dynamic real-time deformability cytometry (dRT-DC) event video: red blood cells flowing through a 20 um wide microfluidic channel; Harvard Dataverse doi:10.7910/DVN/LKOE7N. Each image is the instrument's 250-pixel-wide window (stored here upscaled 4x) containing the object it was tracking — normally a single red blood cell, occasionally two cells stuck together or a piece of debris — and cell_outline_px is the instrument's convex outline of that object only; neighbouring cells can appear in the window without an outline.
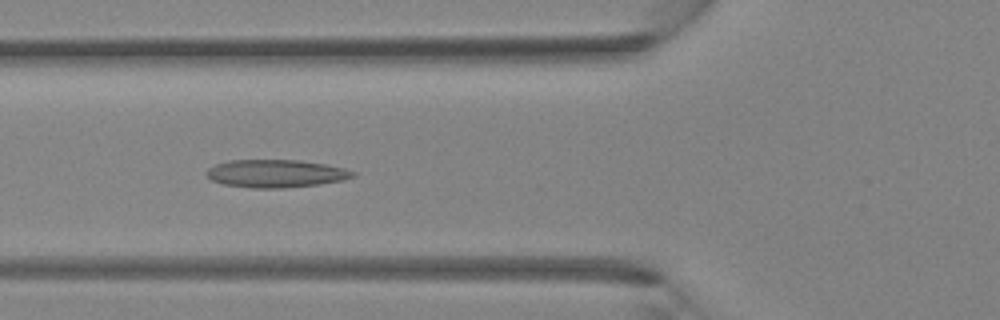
{"species": "Egyptian fruit bat (a non-hibernating species)", "species_latin": "Rousettus aegyptiacus", "temperature_condition": "room temperature", "stored_images_in_passage": 40, "camera_frame_rate_fps": 3000, "um_per_image_px": 0.085, "animal": {"sex": "female"}, "frame": {"image": 1, "passage_image": 15, "time_ms": 4.667, "image_size_px": [1000, 320], "cell_outline_px": [[356, 176], [344, 180], [320, 184], [284, 188], [252, 188], [224, 184], [212, 180], [204, 172], [208, 168], [216, 164], [228, 160], [300, 160], [324, 164], [344, 168], [356, 172]], "centroid_in_image_um": [23.46, 14.75], "position_along_channel_um": 102.3, "area_um2": 23.81}}
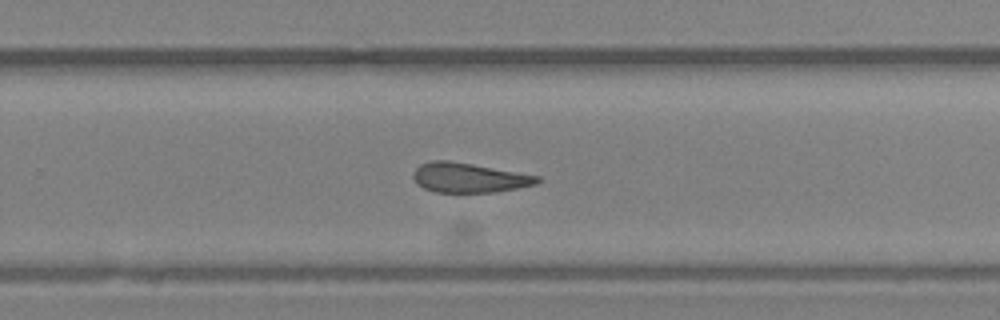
{"frame": {"image": 2, "passage_image": 26, "time_ms": 8.333, "image_size_px": [1000, 320], "cell_outline_px": [[540, 180], [536, 184], [496, 192], [436, 192], [424, 188], [416, 184], [412, 176], [412, 172], [420, 164], [432, 160], [448, 160], [472, 164], [540, 176]], "centroid_in_image_um": [39.82, 15.1], "position_along_channel_um": 290.0, "area_um2": 21.39}}
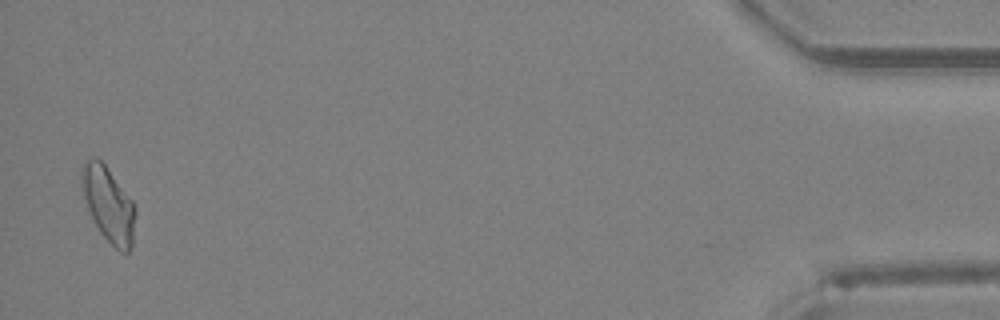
{"frame": {"image": 3, "passage_image": 39, "time_ms": 12.667, "image_size_px": [1000, 320], "cell_outline_px": [[136, 212], [132, 244], [128, 252], [120, 252], [100, 232], [88, 208], [84, 196], [80, 176], [80, 172], [84, 160], [92, 156], [96, 156], [104, 164], [132, 200], [136, 208]], "centroid_in_image_um": [9.21, 17.33], "position_along_channel_um": 426.0, "area_um2": 23.18}}